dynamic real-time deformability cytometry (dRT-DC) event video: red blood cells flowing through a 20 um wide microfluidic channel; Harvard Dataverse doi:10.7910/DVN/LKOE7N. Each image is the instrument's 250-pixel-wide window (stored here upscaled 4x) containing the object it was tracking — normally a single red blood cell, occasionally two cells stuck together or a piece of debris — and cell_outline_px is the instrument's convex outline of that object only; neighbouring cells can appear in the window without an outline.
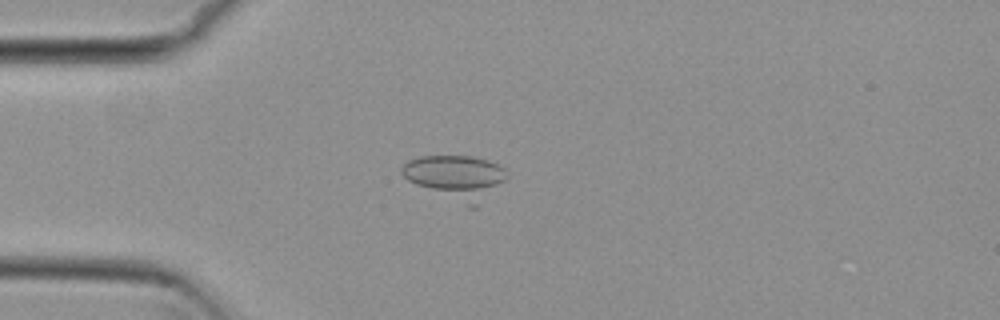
{"species": "common noctule bat (a hibernating species)", "species_latin": "Nyctalus noctula", "temperature_condition": "cold", "stored_images_in_passage": 42, "camera_frame_rate_fps": 3000, "um_per_image_px": 0.085, "animal": {"sex": "female", "body_mass_g": 29.2, "forearm_length_mm": 56.3}, "frame": {"image": 1, "passage_image": 13, "time_ms": 4.0, "image_size_px": [1000, 320], "cell_outline_px": [[508, 176], [476, 208], [468, 208], [416, 184], [408, 180], [400, 172], [400, 168], [408, 160], [420, 156], [472, 156], [488, 160], [504, 168]], "centroid_in_image_um": [38.75, 15.07], "position_along_channel_um": 46.3, "area_um2": 26.76}}
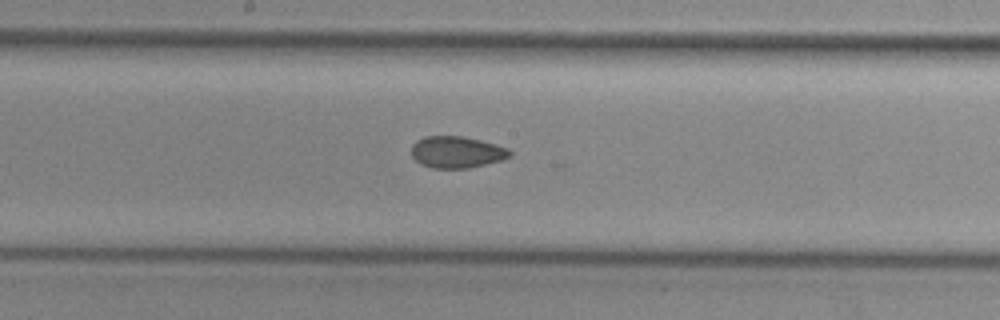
{"frame": {"image": 2, "passage_image": 27, "time_ms": 8.667, "image_size_px": [1000, 320], "cell_outline_px": [[512, 156], [500, 160], [468, 168], [432, 168], [420, 164], [412, 156], [412, 144], [416, 140], [424, 136], [464, 136], [480, 140], [508, 148], [512, 152]], "centroid_in_image_um": [38.8, 12.92], "position_along_channel_um": 209.4, "area_um2": 18.15}}
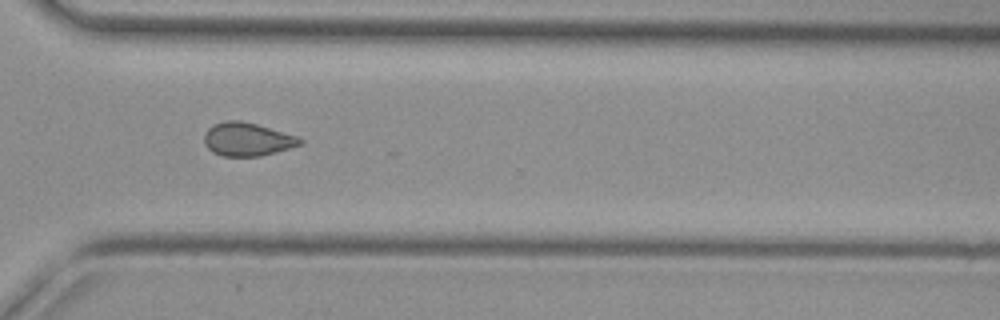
{"frame": {"image": 3, "passage_image": 38, "time_ms": 12.333, "image_size_px": [1000, 320], "cell_outline_px": [[304, 144], [276, 152], [260, 156], [220, 156], [212, 152], [204, 144], [204, 132], [212, 124], [224, 120], [240, 120], [256, 124], [296, 136], [304, 140]], "centroid_in_image_um": [20.98, 11.84], "position_along_channel_um": 349.6, "area_um2": 18.79}}